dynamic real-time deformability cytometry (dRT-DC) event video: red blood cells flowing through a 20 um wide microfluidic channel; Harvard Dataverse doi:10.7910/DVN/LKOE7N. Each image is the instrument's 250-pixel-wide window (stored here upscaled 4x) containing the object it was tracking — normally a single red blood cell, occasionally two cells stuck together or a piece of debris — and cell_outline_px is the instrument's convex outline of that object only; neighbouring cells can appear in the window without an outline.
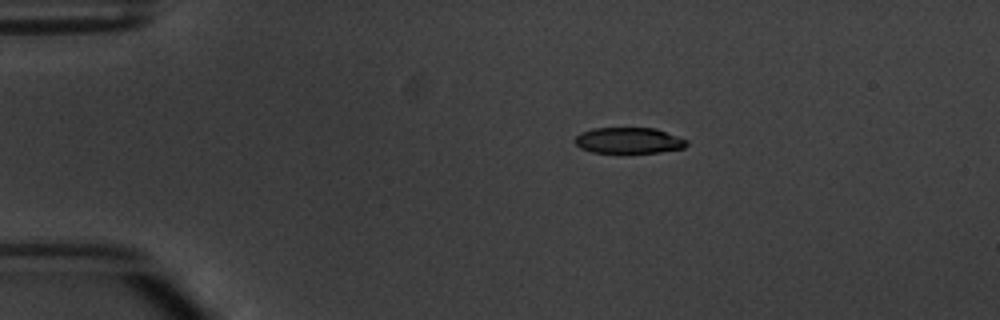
{"species": "common noctule bat (a hibernating species)", "species_latin": "Nyctalus noctula", "temperature_condition": "warm", "stored_images_in_passage": 5, "camera_frame_rate_fps": 3000, "um_per_image_px": 0.085, "animal": {"sex": "male", "body_mass_g": 20.1, "forearm_length_mm": 53.5}, "frame": {"image": 1, "passage_image": 1, "time_ms": 0.0, "image_size_px": [1000, 320], "cell_outline_px": [[688, 144], [684, 148], [660, 152], [592, 152], [580, 148], [572, 140], [580, 132], [592, 128], [656, 128], [688, 140]], "centroid_in_image_um": [53.43, 11.93], "position_along_channel_um": 31.6, "area_um2": 16.94}}
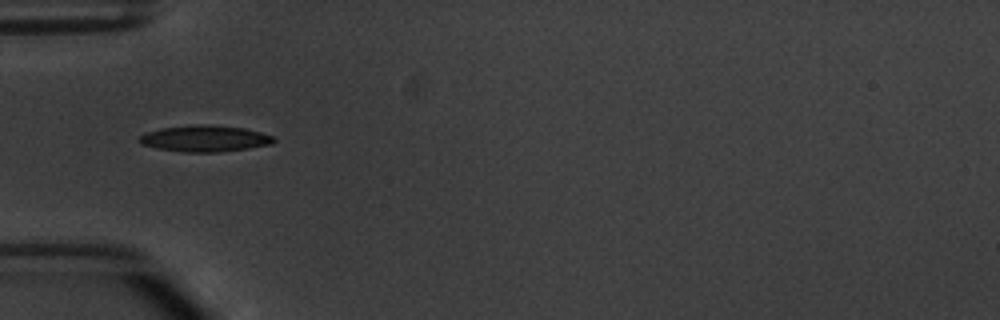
{"frame": {"image": 2, "passage_image": 3, "time_ms": 2.333, "image_size_px": [1000, 320], "cell_outline_px": [[276, 140], [272, 144], [248, 148], [220, 152], [184, 152], [156, 148], [140, 144], [136, 140], [144, 132], [160, 128], [200, 124], [244, 128], [276, 136]], "centroid_in_image_um": [17.39, 11.78], "position_along_channel_um": 67.6, "area_um2": 20.75}}